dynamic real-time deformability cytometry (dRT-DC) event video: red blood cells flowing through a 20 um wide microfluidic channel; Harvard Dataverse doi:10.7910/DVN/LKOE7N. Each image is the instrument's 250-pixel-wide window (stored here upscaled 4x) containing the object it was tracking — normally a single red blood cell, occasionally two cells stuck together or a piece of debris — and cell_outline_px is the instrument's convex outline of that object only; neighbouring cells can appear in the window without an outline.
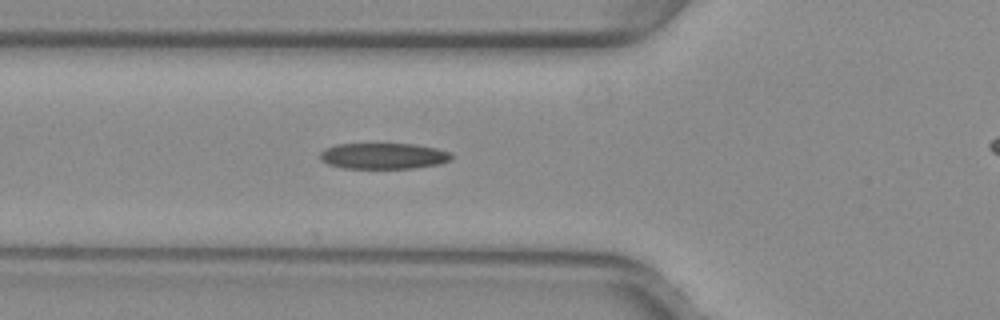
{"species": "common noctule bat (a hibernating species)", "species_latin": "Nyctalus noctula", "temperature_condition": "warm", "stored_images_in_passage": 13, "camera_frame_rate_fps": 3000, "um_per_image_px": 0.085, "animal": {"sex": "female", "body_mass_g": 29.2, "forearm_length_mm": 56.3}, "frame": {"image": 1, "passage_image": 4, "time_ms": 1.0, "image_size_px": [1000, 320], "cell_outline_px": [[452, 160], [440, 164], [412, 168], [340, 168], [328, 164], [320, 160], [320, 152], [324, 148], [336, 144], [416, 144], [436, 148], [448, 152], [452, 156]], "centroid_in_image_um": [32.56, 13.26], "position_along_channel_um": 93.2, "area_um2": 20.0}}
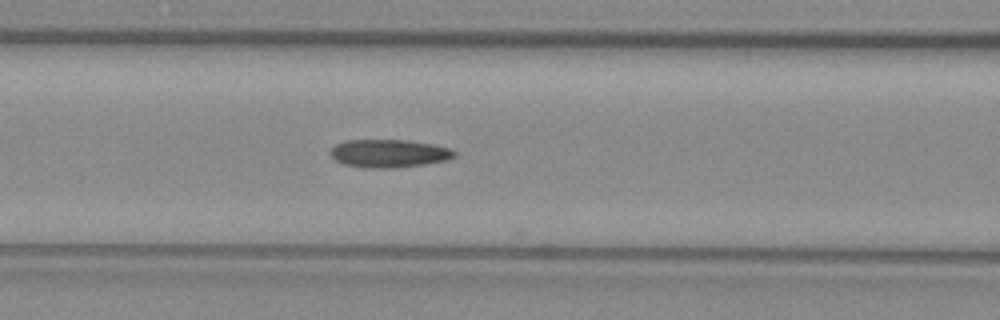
{"frame": {"image": 2, "passage_image": 7, "time_ms": 2.0, "image_size_px": [1000, 320], "cell_outline_px": [[456, 156], [448, 160], [424, 164], [392, 168], [364, 168], [344, 164], [336, 160], [332, 156], [332, 148], [336, 144], [344, 140], [408, 140], [432, 144], [452, 148], [456, 152]], "centroid_in_image_um": [33.1, 13.04], "position_along_channel_um": 133.5, "area_um2": 20.29}}
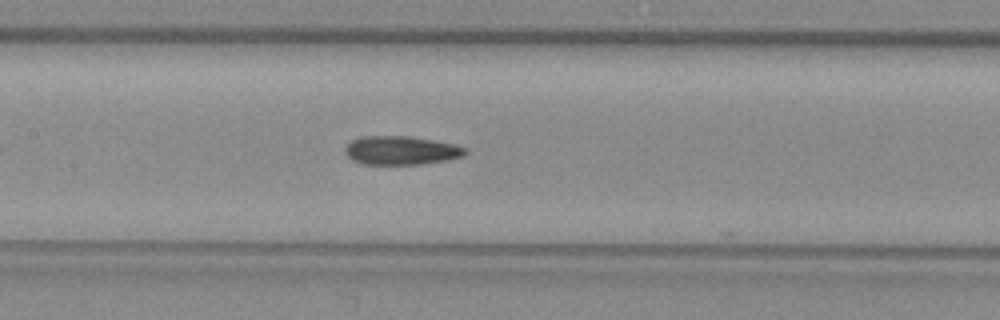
{"frame": {"image": 3, "passage_image": 10, "time_ms": 3.0, "image_size_px": [1000, 320], "cell_outline_px": [[468, 152], [464, 156], [448, 160], [420, 164], [364, 164], [352, 160], [344, 152], [344, 148], [352, 140], [360, 136], [408, 136], [432, 140], [452, 144], [464, 148]], "centroid_in_image_um": [34.06, 12.79], "position_along_channel_um": 173.3, "area_um2": 20.0}}